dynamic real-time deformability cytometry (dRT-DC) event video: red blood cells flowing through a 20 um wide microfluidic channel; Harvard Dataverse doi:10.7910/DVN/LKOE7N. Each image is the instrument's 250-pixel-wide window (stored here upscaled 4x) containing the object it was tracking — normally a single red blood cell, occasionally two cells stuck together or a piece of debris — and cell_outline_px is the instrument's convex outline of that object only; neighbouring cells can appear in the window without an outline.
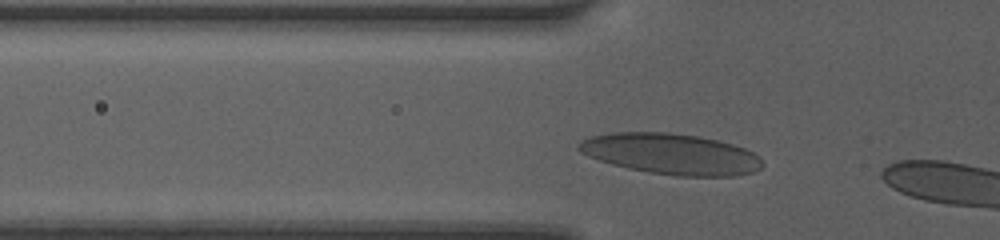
{"species": "human", "species_latin": "Homo sapiens", "temperature_condition": "room temperature", "stored_images_in_passage": 5, "camera_frame_rate_fps": 3000, "um_per_image_px": 0.085, "donor": {"sex": "female"}, "frame": {"image": 1, "passage_image": 3, "time_ms": 0.667, "image_size_px": [1000, 240], "cell_outline_px": [[764, 164], [760, 168], [752, 172], [736, 176], [680, 176], [648, 172], [628, 168], [612, 164], [588, 156], [580, 152], [576, 148], [576, 144], [580, 140], [588, 136], [612, 132], [668, 132], [700, 136], [732, 144], [744, 148], [760, 156]], "centroid_in_image_um": [57.01, 13.07], "position_along_channel_um": 68.8, "area_um2": 43.99}}